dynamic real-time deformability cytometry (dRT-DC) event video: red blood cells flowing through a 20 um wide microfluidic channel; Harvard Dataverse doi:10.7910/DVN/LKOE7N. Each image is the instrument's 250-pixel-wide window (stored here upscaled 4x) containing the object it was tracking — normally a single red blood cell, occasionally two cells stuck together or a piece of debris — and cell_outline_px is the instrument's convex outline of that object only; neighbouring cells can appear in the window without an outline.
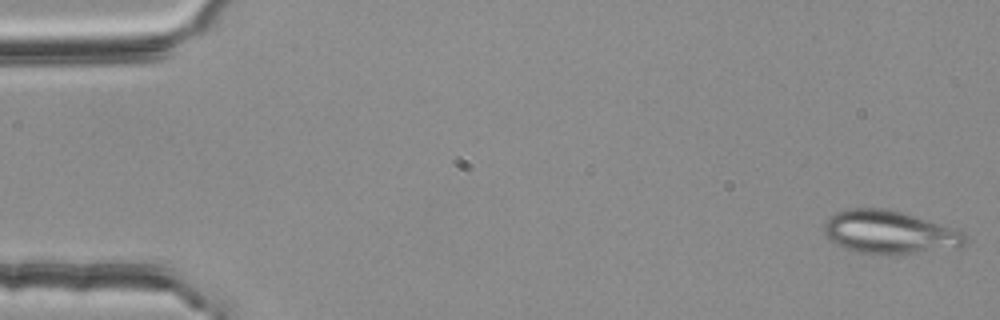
{"species": "common noctule bat (a hibernating species)", "species_latin": "Nyctalus noctula", "temperature_condition": "room temperature", "stored_images_in_passage": 53, "segment_of_instrument_passage": [1, 2], "camera_frame_rate_fps": 3000, "um_per_image_px": 0.085, "animal": {"sex": "female", "body_mass_g": 25.1}, "frame": {"image": 1, "passage_image": 1, "time_ms": 0.0, "image_size_px": [1000, 320], "cell_outline_px": [[968, 244], [960, 248], [916, 252], [856, 252], [844, 248], [828, 240], [824, 232], [824, 224], [828, 216], [836, 212], [848, 208], [884, 208], [904, 212], [964, 232], [968, 240]], "centroid_in_image_um": [75.6, 19.71], "position_along_channel_um": 9.4, "area_um2": 35.2}}